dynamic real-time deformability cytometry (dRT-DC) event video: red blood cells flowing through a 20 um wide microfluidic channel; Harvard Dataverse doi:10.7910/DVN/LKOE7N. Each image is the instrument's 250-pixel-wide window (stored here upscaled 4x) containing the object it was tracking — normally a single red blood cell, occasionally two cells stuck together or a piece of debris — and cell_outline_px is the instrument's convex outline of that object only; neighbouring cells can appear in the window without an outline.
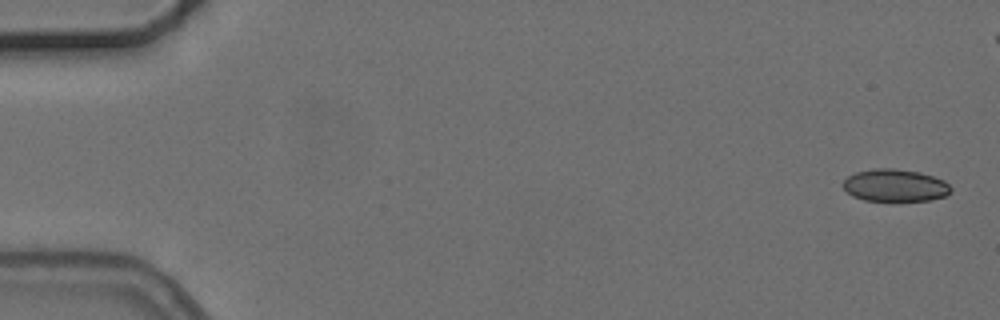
{"species": "common noctule bat (a hibernating species)", "species_latin": "Nyctalus noctula", "temperature_condition": "cold", "stored_images_in_passage": 6, "camera_frame_rate_fps": 3000, "um_per_image_px": 0.085, "animal": {"sex": "female", "body_mass_g": 24.6, "forearm_length_mm": 56.2}, "frame": {"image": 1, "passage_image": 1, "time_ms": 0.0, "image_size_px": [1000, 320], "cell_outline_px": [[952, 192], [944, 196], [928, 200], [864, 200], [852, 196], [844, 188], [844, 180], [848, 176], [856, 172], [876, 168], [892, 168], [920, 172], [944, 180], [952, 188]], "centroid_in_image_um": [76.09, 15.75], "position_along_channel_um": 8.9, "area_um2": 20.11}}
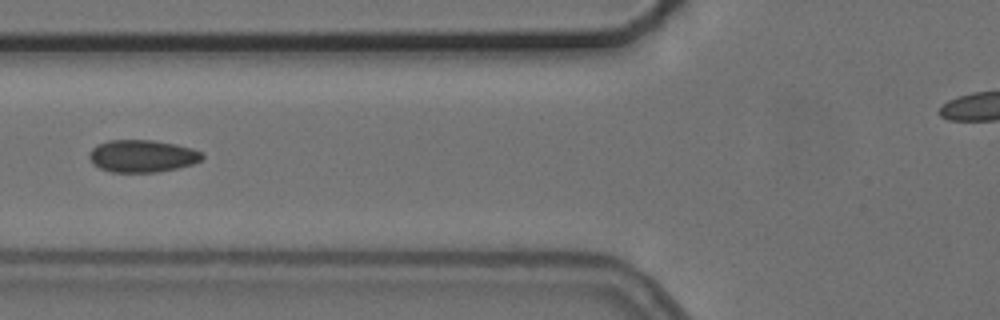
{"frame": {"image": 2, "passage_image": 6, "time_ms": 6.667, "image_size_px": [1000, 320], "cell_outline_px": [[204, 156], [200, 160], [192, 164], [176, 168], [156, 172], [112, 172], [100, 168], [88, 156], [92, 148], [96, 144], [108, 140], [152, 140], [176, 144], [192, 148], [204, 152]], "centroid_in_image_um": [12.11, 13.25], "position_along_channel_um": 113.7, "area_um2": 21.21}}